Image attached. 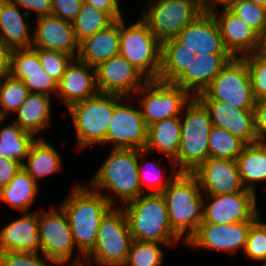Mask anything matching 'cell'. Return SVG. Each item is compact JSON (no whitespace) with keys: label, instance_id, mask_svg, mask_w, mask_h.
Wrapping results in <instances>:
<instances>
[{"label":"cell","instance_id":"cell-1","mask_svg":"<svg viewBox=\"0 0 266 266\" xmlns=\"http://www.w3.org/2000/svg\"><path fill=\"white\" fill-rule=\"evenodd\" d=\"M232 58L230 53H212V49L185 48L176 37L170 38L161 43L158 80L173 83L196 97Z\"/></svg>","mask_w":266,"mask_h":266},{"label":"cell","instance_id":"cell-2","mask_svg":"<svg viewBox=\"0 0 266 266\" xmlns=\"http://www.w3.org/2000/svg\"><path fill=\"white\" fill-rule=\"evenodd\" d=\"M60 206L67 214L76 249L80 253V258L74 262L82 263L85 256L94 248L103 217L113 206L102 193L82 184L74 185Z\"/></svg>","mask_w":266,"mask_h":266},{"label":"cell","instance_id":"cell-3","mask_svg":"<svg viewBox=\"0 0 266 266\" xmlns=\"http://www.w3.org/2000/svg\"><path fill=\"white\" fill-rule=\"evenodd\" d=\"M148 152L145 149H116L112 148L111 152L102 163L100 168L94 174L90 186L93 190L101 193L108 190L102 195L114 207L118 198L123 204L135 200L143 194L141 191L138 159L145 156ZM113 192V193H112ZM115 194V195H113Z\"/></svg>","mask_w":266,"mask_h":266},{"label":"cell","instance_id":"cell-4","mask_svg":"<svg viewBox=\"0 0 266 266\" xmlns=\"http://www.w3.org/2000/svg\"><path fill=\"white\" fill-rule=\"evenodd\" d=\"M161 194L166 202L169 222L186 244L204 220L207 198L198 178L193 173L180 172Z\"/></svg>","mask_w":266,"mask_h":266},{"label":"cell","instance_id":"cell-5","mask_svg":"<svg viewBox=\"0 0 266 266\" xmlns=\"http://www.w3.org/2000/svg\"><path fill=\"white\" fill-rule=\"evenodd\" d=\"M126 204L122 209L133 240L173 247L182 239L169 222L166 202L161 193H144Z\"/></svg>","mask_w":266,"mask_h":266},{"label":"cell","instance_id":"cell-6","mask_svg":"<svg viewBox=\"0 0 266 266\" xmlns=\"http://www.w3.org/2000/svg\"><path fill=\"white\" fill-rule=\"evenodd\" d=\"M183 111L186 112L180 116L181 142L173 161L180 172L193 173L209 158L208 139L213 125L208 110L196 97Z\"/></svg>","mask_w":266,"mask_h":266},{"label":"cell","instance_id":"cell-7","mask_svg":"<svg viewBox=\"0 0 266 266\" xmlns=\"http://www.w3.org/2000/svg\"><path fill=\"white\" fill-rule=\"evenodd\" d=\"M123 96L97 93L68 107L75 128L77 147L82 150L92 144H105L114 109L126 101Z\"/></svg>","mask_w":266,"mask_h":266},{"label":"cell","instance_id":"cell-8","mask_svg":"<svg viewBox=\"0 0 266 266\" xmlns=\"http://www.w3.org/2000/svg\"><path fill=\"white\" fill-rule=\"evenodd\" d=\"M132 241L124 210L113 207L103 217L94 248L85 256L84 262L89 266L92 261H95L97 266H123Z\"/></svg>","mask_w":266,"mask_h":266},{"label":"cell","instance_id":"cell-9","mask_svg":"<svg viewBox=\"0 0 266 266\" xmlns=\"http://www.w3.org/2000/svg\"><path fill=\"white\" fill-rule=\"evenodd\" d=\"M119 54L148 80H158L161 72V42L142 19L129 26L124 18L120 19Z\"/></svg>","mask_w":266,"mask_h":266},{"label":"cell","instance_id":"cell-10","mask_svg":"<svg viewBox=\"0 0 266 266\" xmlns=\"http://www.w3.org/2000/svg\"><path fill=\"white\" fill-rule=\"evenodd\" d=\"M196 98L199 101L226 102L241 110H253L256 97L246 61L242 57H233Z\"/></svg>","mask_w":266,"mask_h":266},{"label":"cell","instance_id":"cell-11","mask_svg":"<svg viewBox=\"0 0 266 266\" xmlns=\"http://www.w3.org/2000/svg\"><path fill=\"white\" fill-rule=\"evenodd\" d=\"M149 3L141 19L161 43L175 38L204 12L202 0H152Z\"/></svg>","mask_w":266,"mask_h":266},{"label":"cell","instance_id":"cell-12","mask_svg":"<svg viewBox=\"0 0 266 266\" xmlns=\"http://www.w3.org/2000/svg\"><path fill=\"white\" fill-rule=\"evenodd\" d=\"M135 94L148 126L163 119L180 117L192 96L181 87L160 80H148Z\"/></svg>","mask_w":266,"mask_h":266},{"label":"cell","instance_id":"cell-13","mask_svg":"<svg viewBox=\"0 0 266 266\" xmlns=\"http://www.w3.org/2000/svg\"><path fill=\"white\" fill-rule=\"evenodd\" d=\"M38 229L42 253L54 266H63L71 262L73 251L77 250L67 214L59 205L58 209L38 213Z\"/></svg>","mask_w":266,"mask_h":266},{"label":"cell","instance_id":"cell-14","mask_svg":"<svg viewBox=\"0 0 266 266\" xmlns=\"http://www.w3.org/2000/svg\"><path fill=\"white\" fill-rule=\"evenodd\" d=\"M204 220L201 223L231 224L242 221H256L260 218L256 194L244 189L227 195H205Z\"/></svg>","mask_w":266,"mask_h":266},{"label":"cell","instance_id":"cell-15","mask_svg":"<svg viewBox=\"0 0 266 266\" xmlns=\"http://www.w3.org/2000/svg\"><path fill=\"white\" fill-rule=\"evenodd\" d=\"M122 102L114 109L105 143H113L116 149H145L148 127L141 110L129 101Z\"/></svg>","mask_w":266,"mask_h":266},{"label":"cell","instance_id":"cell-16","mask_svg":"<svg viewBox=\"0 0 266 266\" xmlns=\"http://www.w3.org/2000/svg\"><path fill=\"white\" fill-rule=\"evenodd\" d=\"M95 68L96 86L99 93L116 94L127 98L148 79L120 54L101 62Z\"/></svg>","mask_w":266,"mask_h":266},{"label":"cell","instance_id":"cell-17","mask_svg":"<svg viewBox=\"0 0 266 266\" xmlns=\"http://www.w3.org/2000/svg\"><path fill=\"white\" fill-rule=\"evenodd\" d=\"M255 221L231 224L201 223L187 245L228 252L233 255L239 248L244 251L248 231Z\"/></svg>","mask_w":266,"mask_h":266},{"label":"cell","instance_id":"cell-18","mask_svg":"<svg viewBox=\"0 0 266 266\" xmlns=\"http://www.w3.org/2000/svg\"><path fill=\"white\" fill-rule=\"evenodd\" d=\"M193 174L205 195H227L243 191L236 160L208 158Z\"/></svg>","mask_w":266,"mask_h":266},{"label":"cell","instance_id":"cell-19","mask_svg":"<svg viewBox=\"0 0 266 266\" xmlns=\"http://www.w3.org/2000/svg\"><path fill=\"white\" fill-rule=\"evenodd\" d=\"M31 48H43L69 54L74 58L79 53V42L75 37L72 23L54 15L36 18Z\"/></svg>","mask_w":266,"mask_h":266},{"label":"cell","instance_id":"cell-20","mask_svg":"<svg viewBox=\"0 0 266 266\" xmlns=\"http://www.w3.org/2000/svg\"><path fill=\"white\" fill-rule=\"evenodd\" d=\"M10 75L22 80L29 92L57 94L58 83L44 71L38 54L32 48L12 51Z\"/></svg>","mask_w":266,"mask_h":266},{"label":"cell","instance_id":"cell-21","mask_svg":"<svg viewBox=\"0 0 266 266\" xmlns=\"http://www.w3.org/2000/svg\"><path fill=\"white\" fill-rule=\"evenodd\" d=\"M225 48L233 57H243L260 49V34L229 8L222 9L218 15L214 11Z\"/></svg>","mask_w":266,"mask_h":266},{"label":"cell","instance_id":"cell-22","mask_svg":"<svg viewBox=\"0 0 266 266\" xmlns=\"http://www.w3.org/2000/svg\"><path fill=\"white\" fill-rule=\"evenodd\" d=\"M208 110L212 125L229 131L245 144L258 142L254 110H241L222 101H200Z\"/></svg>","mask_w":266,"mask_h":266},{"label":"cell","instance_id":"cell-23","mask_svg":"<svg viewBox=\"0 0 266 266\" xmlns=\"http://www.w3.org/2000/svg\"><path fill=\"white\" fill-rule=\"evenodd\" d=\"M97 93L95 68L74 58L58 83L57 98L62 99L68 108Z\"/></svg>","mask_w":266,"mask_h":266},{"label":"cell","instance_id":"cell-24","mask_svg":"<svg viewBox=\"0 0 266 266\" xmlns=\"http://www.w3.org/2000/svg\"><path fill=\"white\" fill-rule=\"evenodd\" d=\"M23 214L0 229V252H40L38 212Z\"/></svg>","mask_w":266,"mask_h":266},{"label":"cell","instance_id":"cell-25","mask_svg":"<svg viewBox=\"0 0 266 266\" xmlns=\"http://www.w3.org/2000/svg\"><path fill=\"white\" fill-rule=\"evenodd\" d=\"M176 38L185 48L212 49V53H229L223 43L221 30L212 13L203 12L185 26Z\"/></svg>","mask_w":266,"mask_h":266},{"label":"cell","instance_id":"cell-26","mask_svg":"<svg viewBox=\"0 0 266 266\" xmlns=\"http://www.w3.org/2000/svg\"><path fill=\"white\" fill-rule=\"evenodd\" d=\"M119 49L120 19L81 41L77 58L89 66L96 67L101 62L118 55Z\"/></svg>","mask_w":266,"mask_h":266},{"label":"cell","instance_id":"cell-27","mask_svg":"<svg viewBox=\"0 0 266 266\" xmlns=\"http://www.w3.org/2000/svg\"><path fill=\"white\" fill-rule=\"evenodd\" d=\"M28 17L15 3L0 0V40L12 50L32 47L33 36L29 33L32 25L25 22Z\"/></svg>","mask_w":266,"mask_h":266},{"label":"cell","instance_id":"cell-28","mask_svg":"<svg viewBox=\"0 0 266 266\" xmlns=\"http://www.w3.org/2000/svg\"><path fill=\"white\" fill-rule=\"evenodd\" d=\"M180 142V117L163 119L148 126L145 150L149 153L157 150L160 153L168 155L173 169H177L173 160L177 157Z\"/></svg>","mask_w":266,"mask_h":266},{"label":"cell","instance_id":"cell-29","mask_svg":"<svg viewBox=\"0 0 266 266\" xmlns=\"http://www.w3.org/2000/svg\"><path fill=\"white\" fill-rule=\"evenodd\" d=\"M16 113L14 122L36 136L51 124V96L30 92Z\"/></svg>","mask_w":266,"mask_h":266},{"label":"cell","instance_id":"cell-30","mask_svg":"<svg viewBox=\"0 0 266 266\" xmlns=\"http://www.w3.org/2000/svg\"><path fill=\"white\" fill-rule=\"evenodd\" d=\"M59 152L43 138H36L32 143L26 162L22 168L36 181L62 170V160Z\"/></svg>","mask_w":266,"mask_h":266},{"label":"cell","instance_id":"cell-31","mask_svg":"<svg viewBox=\"0 0 266 266\" xmlns=\"http://www.w3.org/2000/svg\"><path fill=\"white\" fill-rule=\"evenodd\" d=\"M236 162L242 185L256 193L255 183L266 180V142L246 144Z\"/></svg>","mask_w":266,"mask_h":266},{"label":"cell","instance_id":"cell-32","mask_svg":"<svg viewBox=\"0 0 266 266\" xmlns=\"http://www.w3.org/2000/svg\"><path fill=\"white\" fill-rule=\"evenodd\" d=\"M38 192V183L21 168L8 185L0 189V203H7L12 208L24 213L35 201Z\"/></svg>","mask_w":266,"mask_h":266},{"label":"cell","instance_id":"cell-33","mask_svg":"<svg viewBox=\"0 0 266 266\" xmlns=\"http://www.w3.org/2000/svg\"><path fill=\"white\" fill-rule=\"evenodd\" d=\"M5 118H0V124ZM36 140L31 133L24 131L15 122L0 126V158L14 159L23 163L32 143Z\"/></svg>","mask_w":266,"mask_h":266},{"label":"cell","instance_id":"cell-34","mask_svg":"<svg viewBox=\"0 0 266 266\" xmlns=\"http://www.w3.org/2000/svg\"><path fill=\"white\" fill-rule=\"evenodd\" d=\"M114 21L115 20L107 12L83 3L76 19L72 23L75 37L80 43L85 38L94 35L99 30L107 28Z\"/></svg>","mask_w":266,"mask_h":266},{"label":"cell","instance_id":"cell-35","mask_svg":"<svg viewBox=\"0 0 266 266\" xmlns=\"http://www.w3.org/2000/svg\"><path fill=\"white\" fill-rule=\"evenodd\" d=\"M209 158L236 160L246 145L229 131L212 126L208 139Z\"/></svg>","mask_w":266,"mask_h":266},{"label":"cell","instance_id":"cell-36","mask_svg":"<svg viewBox=\"0 0 266 266\" xmlns=\"http://www.w3.org/2000/svg\"><path fill=\"white\" fill-rule=\"evenodd\" d=\"M29 93L22 80L15 79L11 75L1 78L0 118H6L10 112H16L24 103Z\"/></svg>","mask_w":266,"mask_h":266},{"label":"cell","instance_id":"cell-37","mask_svg":"<svg viewBox=\"0 0 266 266\" xmlns=\"http://www.w3.org/2000/svg\"><path fill=\"white\" fill-rule=\"evenodd\" d=\"M158 242L133 240L123 266H162L164 257Z\"/></svg>","mask_w":266,"mask_h":266},{"label":"cell","instance_id":"cell-38","mask_svg":"<svg viewBox=\"0 0 266 266\" xmlns=\"http://www.w3.org/2000/svg\"><path fill=\"white\" fill-rule=\"evenodd\" d=\"M140 161H142V164H140L141 163ZM148 162H149V165L147 163L145 165H143V160L138 159V174H139L141 191L144 194L145 193L144 188L148 187V188H151V191H150L151 194L152 193H162L163 190L180 173V171L178 169H172L173 171L171 172L169 177H167L168 179L167 178L165 179L164 174L161 172L162 171L161 168H163V166L161 167V164L158 165V163L153 162V161L152 162L148 161ZM151 164H152L153 168L151 167ZM149 166H150V168H152L151 170H150ZM153 169H155L154 172L152 171Z\"/></svg>","mask_w":266,"mask_h":266},{"label":"cell","instance_id":"cell-39","mask_svg":"<svg viewBox=\"0 0 266 266\" xmlns=\"http://www.w3.org/2000/svg\"><path fill=\"white\" fill-rule=\"evenodd\" d=\"M248 66L256 101L266 99V50L258 49L242 57Z\"/></svg>","mask_w":266,"mask_h":266},{"label":"cell","instance_id":"cell-40","mask_svg":"<svg viewBox=\"0 0 266 266\" xmlns=\"http://www.w3.org/2000/svg\"><path fill=\"white\" fill-rule=\"evenodd\" d=\"M40 59L44 71L57 83L60 82L73 56L55 50L32 48Z\"/></svg>","mask_w":266,"mask_h":266},{"label":"cell","instance_id":"cell-41","mask_svg":"<svg viewBox=\"0 0 266 266\" xmlns=\"http://www.w3.org/2000/svg\"><path fill=\"white\" fill-rule=\"evenodd\" d=\"M229 9L260 35L263 33L266 26V7L248 0H238Z\"/></svg>","mask_w":266,"mask_h":266},{"label":"cell","instance_id":"cell-42","mask_svg":"<svg viewBox=\"0 0 266 266\" xmlns=\"http://www.w3.org/2000/svg\"><path fill=\"white\" fill-rule=\"evenodd\" d=\"M252 260L266 262V223L259 218L251 225L243 251Z\"/></svg>","mask_w":266,"mask_h":266},{"label":"cell","instance_id":"cell-43","mask_svg":"<svg viewBox=\"0 0 266 266\" xmlns=\"http://www.w3.org/2000/svg\"><path fill=\"white\" fill-rule=\"evenodd\" d=\"M47 262L40 252H0V266H52Z\"/></svg>","mask_w":266,"mask_h":266},{"label":"cell","instance_id":"cell-44","mask_svg":"<svg viewBox=\"0 0 266 266\" xmlns=\"http://www.w3.org/2000/svg\"><path fill=\"white\" fill-rule=\"evenodd\" d=\"M82 4V0H52V15L73 23Z\"/></svg>","mask_w":266,"mask_h":266},{"label":"cell","instance_id":"cell-45","mask_svg":"<svg viewBox=\"0 0 266 266\" xmlns=\"http://www.w3.org/2000/svg\"><path fill=\"white\" fill-rule=\"evenodd\" d=\"M12 3L25 8L28 15L30 10L35 11L38 17L52 15V0H9Z\"/></svg>","mask_w":266,"mask_h":266},{"label":"cell","instance_id":"cell-46","mask_svg":"<svg viewBox=\"0 0 266 266\" xmlns=\"http://www.w3.org/2000/svg\"><path fill=\"white\" fill-rule=\"evenodd\" d=\"M253 110L258 142H266V99L256 101Z\"/></svg>","mask_w":266,"mask_h":266},{"label":"cell","instance_id":"cell-47","mask_svg":"<svg viewBox=\"0 0 266 266\" xmlns=\"http://www.w3.org/2000/svg\"><path fill=\"white\" fill-rule=\"evenodd\" d=\"M22 168V163L8 158H0V189L7 186Z\"/></svg>","mask_w":266,"mask_h":266},{"label":"cell","instance_id":"cell-48","mask_svg":"<svg viewBox=\"0 0 266 266\" xmlns=\"http://www.w3.org/2000/svg\"><path fill=\"white\" fill-rule=\"evenodd\" d=\"M96 9L107 12L114 20L123 18L119 0H82Z\"/></svg>","mask_w":266,"mask_h":266},{"label":"cell","instance_id":"cell-49","mask_svg":"<svg viewBox=\"0 0 266 266\" xmlns=\"http://www.w3.org/2000/svg\"><path fill=\"white\" fill-rule=\"evenodd\" d=\"M12 49L0 40V79L10 75Z\"/></svg>","mask_w":266,"mask_h":266},{"label":"cell","instance_id":"cell-50","mask_svg":"<svg viewBox=\"0 0 266 266\" xmlns=\"http://www.w3.org/2000/svg\"><path fill=\"white\" fill-rule=\"evenodd\" d=\"M238 0H202V8L206 13H213L216 11V5L222 4L224 8H230Z\"/></svg>","mask_w":266,"mask_h":266},{"label":"cell","instance_id":"cell-51","mask_svg":"<svg viewBox=\"0 0 266 266\" xmlns=\"http://www.w3.org/2000/svg\"><path fill=\"white\" fill-rule=\"evenodd\" d=\"M260 49L266 50V26L263 33L260 35Z\"/></svg>","mask_w":266,"mask_h":266},{"label":"cell","instance_id":"cell-52","mask_svg":"<svg viewBox=\"0 0 266 266\" xmlns=\"http://www.w3.org/2000/svg\"><path fill=\"white\" fill-rule=\"evenodd\" d=\"M248 1H251L257 5H261V6L266 7V0H248Z\"/></svg>","mask_w":266,"mask_h":266},{"label":"cell","instance_id":"cell-53","mask_svg":"<svg viewBox=\"0 0 266 266\" xmlns=\"http://www.w3.org/2000/svg\"><path fill=\"white\" fill-rule=\"evenodd\" d=\"M53 266V265H52ZM68 266H87L85 262L79 263V264H70ZM89 266V265H88Z\"/></svg>","mask_w":266,"mask_h":266}]
</instances>
